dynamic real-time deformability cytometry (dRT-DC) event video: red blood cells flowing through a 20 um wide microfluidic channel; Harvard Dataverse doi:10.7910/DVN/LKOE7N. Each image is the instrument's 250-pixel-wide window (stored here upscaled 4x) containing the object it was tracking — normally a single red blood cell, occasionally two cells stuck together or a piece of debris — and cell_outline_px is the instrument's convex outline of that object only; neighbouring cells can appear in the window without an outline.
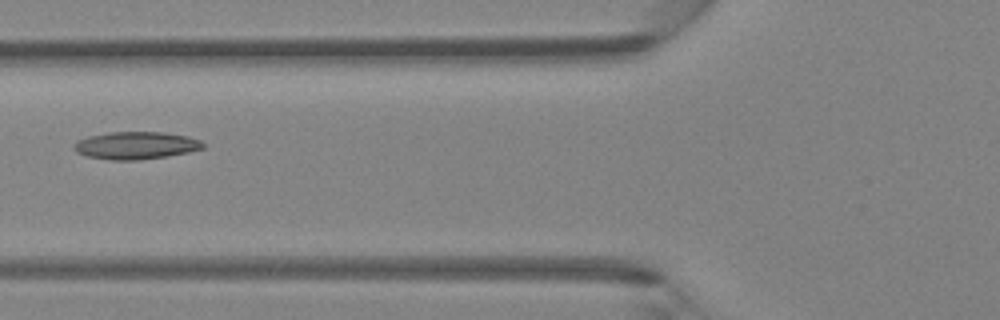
{"species": "Egyptian fruit bat (a non-hibernating species)", "species_latin": "Rousettus aegyptiacus", "temperature_condition": "room temperature", "stored_images_in_passage": 6, "camera_frame_rate_fps": 3000, "um_per_image_px": 0.085, "animal": {"sex": "female"}, "frame": {"image": 1, "passage_image": 5, "time_ms": 5.667, "image_size_px": [1000, 320], "cell_outline_px": [[204, 148], [188, 152], [168, 156], [140, 160], [112, 160], [88, 156], [76, 152], [72, 148], [72, 144], [76, 140], [88, 136], [108, 132], [164, 132], [188, 136], [200, 140], [204, 144]], "centroid_in_image_um": [11.52, 12.36], "position_along_channel_um": 114.3, "area_um2": 20.87}}
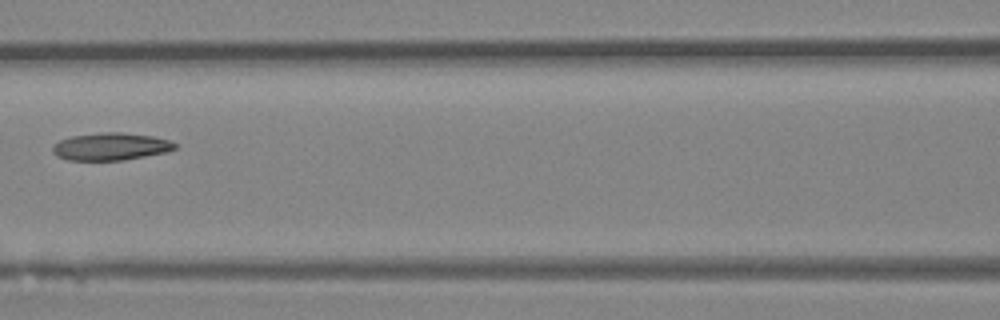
{"frame": {"image": 2, "passage_image": 6, "time_ms": 6.667, "image_size_px": [1000, 320], "cell_outline_px": [[176, 148], [168, 152], [124, 160], [68, 160], [56, 156], [52, 152], [52, 148], [60, 140], [72, 136], [104, 132], [120, 132], [152, 136], [168, 140], [176, 144]], "centroid_in_image_um": [9.42, 12.46], "position_along_channel_um": 157.2, "area_um2": 19.48}}